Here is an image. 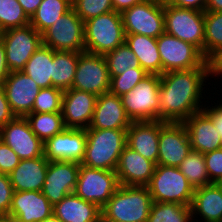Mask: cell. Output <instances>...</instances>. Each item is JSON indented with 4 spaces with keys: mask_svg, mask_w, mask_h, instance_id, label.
<instances>
[{
    "mask_svg": "<svg viewBox=\"0 0 222 222\" xmlns=\"http://www.w3.org/2000/svg\"><path fill=\"white\" fill-rule=\"evenodd\" d=\"M72 8L83 22L114 11L111 0H72Z\"/></svg>",
    "mask_w": 222,
    "mask_h": 222,
    "instance_id": "ab89813d",
    "label": "cell"
},
{
    "mask_svg": "<svg viewBox=\"0 0 222 222\" xmlns=\"http://www.w3.org/2000/svg\"><path fill=\"white\" fill-rule=\"evenodd\" d=\"M17 1L22 6L26 15L30 19L37 11L39 5L42 3V0H17Z\"/></svg>",
    "mask_w": 222,
    "mask_h": 222,
    "instance_id": "7dc6e473",
    "label": "cell"
},
{
    "mask_svg": "<svg viewBox=\"0 0 222 222\" xmlns=\"http://www.w3.org/2000/svg\"><path fill=\"white\" fill-rule=\"evenodd\" d=\"M53 215V205L41 191H14L9 217L16 222H40Z\"/></svg>",
    "mask_w": 222,
    "mask_h": 222,
    "instance_id": "ffe728a7",
    "label": "cell"
},
{
    "mask_svg": "<svg viewBox=\"0 0 222 222\" xmlns=\"http://www.w3.org/2000/svg\"><path fill=\"white\" fill-rule=\"evenodd\" d=\"M204 155L207 173L211 183L222 182V148Z\"/></svg>",
    "mask_w": 222,
    "mask_h": 222,
    "instance_id": "60d3db41",
    "label": "cell"
},
{
    "mask_svg": "<svg viewBox=\"0 0 222 222\" xmlns=\"http://www.w3.org/2000/svg\"><path fill=\"white\" fill-rule=\"evenodd\" d=\"M110 75L103 55L79 52L72 88L100 96L109 92Z\"/></svg>",
    "mask_w": 222,
    "mask_h": 222,
    "instance_id": "4fadbf2b",
    "label": "cell"
},
{
    "mask_svg": "<svg viewBox=\"0 0 222 222\" xmlns=\"http://www.w3.org/2000/svg\"><path fill=\"white\" fill-rule=\"evenodd\" d=\"M154 202H170L190 206L195 188L178 167L156 165L149 184Z\"/></svg>",
    "mask_w": 222,
    "mask_h": 222,
    "instance_id": "5b68a950",
    "label": "cell"
},
{
    "mask_svg": "<svg viewBox=\"0 0 222 222\" xmlns=\"http://www.w3.org/2000/svg\"><path fill=\"white\" fill-rule=\"evenodd\" d=\"M125 43L148 74L162 75L161 57L157 39L141 34H126Z\"/></svg>",
    "mask_w": 222,
    "mask_h": 222,
    "instance_id": "83f0119b",
    "label": "cell"
},
{
    "mask_svg": "<svg viewBox=\"0 0 222 222\" xmlns=\"http://www.w3.org/2000/svg\"><path fill=\"white\" fill-rule=\"evenodd\" d=\"M54 50L42 44L22 70L41 88L52 87Z\"/></svg>",
    "mask_w": 222,
    "mask_h": 222,
    "instance_id": "f1b7e54d",
    "label": "cell"
},
{
    "mask_svg": "<svg viewBox=\"0 0 222 222\" xmlns=\"http://www.w3.org/2000/svg\"><path fill=\"white\" fill-rule=\"evenodd\" d=\"M178 169L185 175L194 188L211 184L204 155L191 150Z\"/></svg>",
    "mask_w": 222,
    "mask_h": 222,
    "instance_id": "e575fe53",
    "label": "cell"
},
{
    "mask_svg": "<svg viewBox=\"0 0 222 222\" xmlns=\"http://www.w3.org/2000/svg\"><path fill=\"white\" fill-rule=\"evenodd\" d=\"M9 73L10 71L8 70L6 63L5 49L2 40H0V85Z\"/></svg>",
    "mask_w": 222,
    "mask_h": 222,
    "instance_id": "f907efd6",
    "label": "cell"
},
{
    "mask_svg": "<svg viewBox=\"0 0 222 222\" xmlns=\"http://www.w3.org/2000/svg\"><path fill=\"white\" fill-rule=\"evenodd\" d=\"M28 24H30V18L17 0H0V30L2 32Z\"/></svg>",
    "mask_w": 222,
    "mask_h": 222,
    "instance_id": "8d00e7d4",
    "label": "cell"
},
{
    "mask_svg": "<svg viewBox=\"0 0 222 222\" xmlns=\"http://www.w3.org/2000/svg\"><path fill=\"white\" fill-rule=\"evenodd\" d=\"M207 0H167L165 4H170L180 8L205 11Z\"/></svg>",
    "mask_w": 222,
    "mask_h": 222,
    "instance_id": "bcb514c9",
    "label": "cell"
},
{
    "mask_svg": "<svg viewBox=\"0 0 222 222\" xmlns=\"http://www.w3.org/2000/svg\"><path fill=\"white\" fill-rule=\"evenodd\" d=\"M85 52L104 55L125 43L121 13L111 11L84 22Z\"/></svg>",
    "mask_w": 222,
    "mask_h": 222,
    "instance_id": "277c9868",
    "label": "cell"
},
{
    "mask_svg": "<svg viewBox=\"0 0 222 222\" xmlns=\"http://www.w3.org/2000/svg\"><path fill=\"white\" fill-rule=\"evenodd\" d=\"M195 222L190 206L170 202H154L146 222Z\"/></svg>",
    "mask_w": 222,
    "mask_h": 222,
    "instance_id": "836d02e7",
    "label": "cell"
},
{
    "mask_svg": "<svg viewBox=\"0 0 222 222\" xmlns=\"http://www.w3.org/2000/svg\"><path fill=\"white\" fill-rule=\"evenodd\" d=\"M191 150L183 123L160 121L157 165L178 167Z\"/></svg>",
    "mask_w": 222,
    "mask_h": 222,
    "instance_id": "5bb4252c",
    "label": "cell"
},
{
    "mask_svg": "<svg viewBox=\"0 0 222 222\" xmlns=\"http://www.w3.org/2000/svg\"><path fill=\"white\" fill-rule=\"evenodd\" d=\"M183 124L193 151L205 154L222 148V138L212 119L203 110L187 118Z\"/></svg>",
    "mask_w": 222,
    "mask_h": 222,
    "instance_id": "cb8c5ba5",
    "label": "cell"
},
{
    "mask_svg": "<svg viewBox=\"0 0 222 222\" xmlns=\"http://www.w3.org/2000/svg\"><path fill=\"white\" fill-rule=\"evenodd\" d=\"M12 112L25 117L32 112L40 88L23 71L10 72L1 84Z\"/></svg>",
    "mask_w": 222,
    "mask_h": 222,
    "instance_id": "d6986e66",
    "label": "cell"
},
{
    "mask_svg": "<svg viewBox=\"0 0 222 222\" xmlns=\"http://www.w3.org/2000/svg\"><path fill=\"white\" fill-rule=\"evenodd\" d=\"M209 62L211 76L214 75V77H217L218 75H222V50L217 53Z\"/></svg>",
    "mask_w": 222,
    "mask_h": 222,
    "instance_id": "681fc988",
    "label": "cell"
},
{
    "mask_svg": "<svg viewBox=\"0 0 222 222\" xmlns=\"http://www.w3.org/2000/svg\"><path fill=\"white\" fill-rule=\"evenodd\" d=\"M149 74L143 69H131L111 78L109 92L122 96L131 91Z\"/></svg>",
    "mask_w": 222,
    "mask_h": 222,
    "instance_id": "f35d334b",
    "label": "cell"
},
{
    "mask_svg": "<svg viewBox=\"0 0 222 222\" xmlns=\"http://www.w3.org/2000/svg\"><path fill=\"white\" fill-rule=\"evenodd\" d=\"M0 140L7 144L21 160L44 155V142L34 134L25 117L16 116L1 127Z\"/></svg>",
    "mask_w": 222,
    "mask_h": 222,
    "instance_id": "9a60e30c",
    "label": "cell"
},
{
    "mask_svg": "<svg viewBox=\"0 0 222 222\" xmlns=\"http://www.w3.org/2000/svg\"><path fill=\"white\" fill-rule=\"evenodd\" d=\"M87 143L85 129L65 128L44 142V156L49 161L81 163Z\"/></svg>",
    "mask_w": 222,
    "mask_h": 222,
    "instance_id": "e0dca14e",
    "label": "cell"
},
{
    "mask_svg": "<svg viewBox=\"0 0 222 222\" xmlns=\"http://www.w3.org/2000/svg\"><path fill=\"white\" fill-rule=\"evenodd\" d=\"M71 8L72 0H42L30 19V25L42 35Z\"/></svg>",
    "mask_w": 222,
    "mask_h": 222,
    "instance_id": "4dcf8cb0",
    "label": "cell"
},
{
    "mask_svg": "<svg viewBox=\"0 0 222 222\" xmlns=\"http://www.w3.org/2000/svg\"><path fill=\"white\" fill-rule=\"evenodd\" d=\"M53 215L63 222H101V209L75 193L66 195L53 206Z\"/></svg>",
    "mask_w": 222,
    "mask_h": 222,
    "instance_id": "4316f807",
    "label": "cell"
},
{
    "mask_svg": "<svg viewBox=\"0 0 222 222\" xmlns=\"http://www.w3.org/2000/svg\"><path fill=\"white\" fill-rule=\"evenodd\" d=\"M20 160L19 156L0 140V173L9 175Z\"/></svg>",
    "mask_w": 222,
    "mask_h": 222,
    "instance_id": "7bdbcfd3",
    "label": "cell"
},
{
    "mask_svg": "<svg viewBox=\"0 0 222 222\" xmlns=\"http://www.w3.org/2000/svg\"><path fill=\"white\" fill-rule=\"evenodd\" d=\"M146 1H154V2L161 3V4H165L167 0H146Z\"/></svg>",
    "mask_w": 222,
    "mask_h": 222,
    "instance_id": "11a10c76",
    "label": "cell"
},
{
    "mask_svg": "<svg viewBox=\"0 0 222 222\" xmlns=\"http://www.w3.org/2000/svg\"><path fill=\"white\" fill-rule=\"evenodd\" d=\"M205 11L222 12V0H207Z\"/></svg>",
    "mask_w": 222,
    "mask_h": 222,
    "instance_id": "816d5d0a",
    "label": "cell"
},
{
    "mask_svg": "<svg viewBox=\"0 0 222 222\" xmlns=\"http://www.w3.org/2000/svg\"><path fill=\"white\" fill-rule=\"evenodd\" d=\"M7 68L22 71L31 56L42 46V35L30 24L11 28L1 33Z\"/></svg>",
    "mask_w": 222,
    "mask_h": 222,
    "instance_id": "9c48e42d",
    "label": "cell"
},
{
    "mask_svg": "<svg viewBox=\"0 0 222 222\" xmlns=\"http://www.w3.org/2000/svg\"><path fill=\"white\" fill-rule=\"evenodd\" d=\"M49 160L43 155L20 160L9 174L14 191H42Z\"/></svg>",
    "mask_w": 222,
    "mask_h": 222,
    "instance_id": "d4e9b609",
    "label": "cell"
},
{
    "mask_svg": "<svg viewBox=\"0 0 222 222\" xmlns=\"http://www.w3.org/2000/svg\"><path fill=\"white\" fill-rule=\"evenodd\" d=\"M16 115L12 112L5 91L0 85V128L13 120Z\"/></svg>",
    "mask_w": 222,
    "mask_h": 222,
    "instance_id": "ee69618b",
    "label": "cell"
},
{
    "mask_svg": "<svg viewBox=\"0 0 222 222\" xmlns=\"http://www.w3.org/2000/svg\"><path fill=\"white\" fill-rule=\"evenodd\" d=\"M80 163L49 161L42 193L54 206L75 191Z\"/></svg>",
    "mask_w": 222,
    "mask_h": 222,
    "instance_id": "2e32d148",
    "label": "cell"
},
{
    "mask_svg": "<svg viewBox=\"0 0 222 222\" xmlns=\"http://www.w3.org/2000/svg\"><path fill=\"white\" fill-rule=\"evenodd\" d=\"M131 122L121 97L107 92L98 96L88 129H127Z\"/></svg>",
    "mask_w": 222,
    "mask_h": 222,
    "instance_id": "603a6c76",
    "label": "cell"
},
{
    "mask_svg": "<svg viewBox=\"0 0 222 222\" xmlns=\"http://www.w3.org/2000/svg\"><path fill=\"white\" fill-rule=\"evenodd\" d=\"M0 222H16V221L9 216H0Z\"/></svg>",
    "mask_w": 222,
    "mask_h": 222,
    "instance_id": "db71d44e",
    "label": "cell"
},
{
    "mask_svg": "<svg viewBox=\"0 0 222 222\" xmlns=\"http://www.w3.org/2000/svg\"><path fill=\"white\" fill-rule=\"evenodd\" d=\"M210 68L170 71L160 75L158 120L183 123L203 110L201 104L205 80ZM201 104V105H200Z\"/></svg>",
    "mask_w": 222,
    "mask_h": 222,
    "instance_id": "6da1fadb",
    "label": "cell"
},
{
    "mask_svg": "<svg viewBox=\"0 0 222 222\" xmlns=\"http://www.w3.org/2000/svg\"><path fill=\"white\" fill-rule=\"evenodd\" d=\"M84 22L71 8L42 34L43 45L55 51L85 52Z\"/></svg>",
    "mask_w": 222,
    "mask_h": 222,
    "instance_id": "30bf717a",
    "label": "cell"
},
{
    "mask_svg": "<svg viewBox=\"0 0 222 222\" xmlns=\"http://www.w3.org/2000/svg\"><path fill=\"white\" fill-rule=\"evenodd\" d=\"M119 186L115 171L90 168L80 164L74 193L102 209Z\"/></svg>",
    "mask_w": 222,
    "mask_h": 222,
    "instance_id": "8fae6325",
    "label": "cell"
},
{
    "mask_svg": "<svg viewBox=\"0 0 222 222\" xmlns=\"http://www.w3.org/2000/svg\"><path fill=\"white\" fill-rule=\"evenodd\" d=\"M152 203L147 186L119 185L101 209V222H146Z\"/></svg>",
    "mask_w": 222,
    "mask_h": 222,
    "instance_id": "7a4b0ae2",
    "label": "cell"
},
{
    "mask_svg": "<svg viewBox=\"0 0 222 222\" xmlns=\"http://www.w3.org/2000/svg\"><path fill=\"white\" fill-rule=\"evenodd\" d=\"M103 56L107 63L110 79L131 69H142L136 56L126 43Z\"/></svg>",
    "mask_w": 222,
    "mask_h": 222,
    "instance_id": "d590c367",
    "label": "cell"
},
{
    "mask_svg": "<svg viewBox=\"0 0 222 222\" xmlns=\"http://www.w3.org/2000/svg\"><path fill=\"white\" fill-rule=\"evenodd\" d=\"M78 52L55 51L52 65V87L63 91L72 88L78 64Z\"/></svg>",
    "mask_w": 222,
    "mask_h": 222,
    "instance_id": "f546056e",
    "label": "cell"
},
{
    "mask_svg": "<svg viewBox=\"0 0 222 222\" xmlns=\"http://www.w3.org/2000/svg\"><path fill=\"white\" fill-rule=\"evenodd\" d=\"M222 50V12L204 11V57L210 61Z\"/></svg>",
    "mask_w": 222,
    "mask_h": 222,
    "instance_id": "d6a6232c",
    "label": "cell"
},
{
    "mask_svg": "<svg viewBox=\"0 0 222 222\" xmlns=\"http://www.w3.org/2000/svg\"><path fill=\"white\" fill-rule=\"evenodd\" d=\"M160 120L132 121L126 129V145L157 165Z\"/></svg>",
    "mask_w": 222,
    "mask_h": 222,
    "instance_id": "7402d4cb",
    "label": "cell"
},
{
    "mask_svg": "<svg viewBox=\"0 0 222 222\" xmlns=\"http://www.w3.org/2000/svg\"><path fill=\"white\" fill-rule=\"evenodd\" d=\"M98 96L74 88L63 92L61 113L66 128L88 129Z\"/></svg>",
    "mask_w": 222,
    "mask_h": 222,
    "instance_id": "ac0fdd59",
    "label": "cell"
},
{
    "mask_svg": "<svg viewBox=\"0 0 222 222\" xmlns=\"http://www.w3.org/2000/svg\"><path fill=\"white\" fill-rule=\"evenodd\" d=\"M190 208L192 218L200 215L204 222H222V184L211 183L195 188Z\"/></svg>",
    "mask_w": 222,
    "mask_h": 222,
    "instance_id": "484cf974",
    "label": "cell"
},
{
    "mask_svg": "<svg viewBox=\"0 0 222 222\" xmlns=\"http://www.w3.org/2000/svg\"><path fill=\"white\" fill-rule=\"evenodd\" d=\"M165 33L196 46L204 55V11L164 4Z\"/></svg>",
    "mask_w": 222,
    "mask_h": 222,
    "instance_id": "ba28073f",
    "label": "cell"
},
{
    "mask_svg": "<svg viewBox=\"0 0 222 222\" xmlns=\"http://www.w3.org/2000/svg\"><path fill=\"white\" fill-rule=\"evenodd\" d=\"M13 194L9 175L0 173V216L9 215Z\"/></svg>",
    "mask_w": 222,
    "mask_h": 222,
    "instance_id": "b9f144b4",
    "label": "cell"
},
{
    "mask_svg": "<svg viewBox=\"0 0 222 222\" xmlns=\"http://www.w3.org/2000/svg\"><path fill=\"white\" fill-rule=\"evenodd\" d=\"M156 164L127 145L124 147L116 167L119 185L147 186L154 174Z\"/></svg>",
    "mask_w": 222,
    "mask_h": 222,
    "instance_id": "44dd1931",
    "label": "cell"
},
{
    "mask_svg": "<svg viewBox=\"0 0 222 222\" xmlns=\"http://www.w3.org/2000/svg\"><path fill=\"white\" fill-rule=\"evenodd\" d=\"M143 0H111L115 12L122 13L124 10L141 3Z\"/></svg>",
    "mask_w": 222,
    "mask_h": 222,
    "instance_id": "c3c4849f",
    "label": "cell"
},
{
    "mask_svg": "<svg viewBox=\"0 0 222 222\" xmlns=\"http://www.w3.org/2000/svg\"><path fill=\"white\" fill-rule=\"evenodd\" d=\"M125 34L158 38L165 33L164 4L143 0L121 13Z\"/></svg>",
    "mask_w": 222,
    "mask_h": 222,
    "instance_id": "7c38bea8",
    "label": "cell"
},
{
    "mask_svg": "<svg viewBox=\"0 0 222 222\" xmlns=\"http://www.w3.org/2000/svg\"><path fill=\"white\" fill-rule=\"evenodd\" d=\"M206 106L204 105L203 111L212 119L213 124L216 130L219 132L222 138V104L215 106Z\"/></svg>",
    "mask_w": 222,
    "mask_h": 222,
    "instance_id": "f6af8a7d",
    "label": "cell"
},
{
    "mask_svg": "<svg viewBox=\"0 0 222 222\" xmlns=\"http://www.w3.org/2000/svg\"><path fill=\"white\" fill-rule=\"evenodd\" d=\"M63 92L56 87L41 88L31 113L61 112Z\"/></svg>",
    "mask_w": 222,
    "mask_h": 222,
    "instance_id": "74e56055",
    "label": "cell"
},
{
    "mask_svg": "<svg viewBox=\"0 0 222 222\" xmlns=\"http://www.w3.org/2000/svg\"><path fill=\"white\" fill-rule=\"evenodd\" d=\"M25 118L28 120L31 130L43 142L66 128L61 112L29 113Z\"/></svg>",
    "mask_w": 222,
    "mask_h": 222,
    "instance_id": "1f68e13d",
    "label": "cell"
},
{
    "mask_svg": "<svg viewBox=\"0 0 222 222\" xmlns=\"http://www.w3.org/2000/svg\"><path fill=\"white\" fill-rule=\"evenodd\" d=\"M160 75L149 74L131 91L121 96L131 121L158 120Z\"/></svg>",
    "mask_w": 222,
    "mask_h": 222,
    "instance_id": "52a82bcc",
    "label": "cell"
},
{
    "mask_svg": "<svg viewBox=\"0 0 222 222\" xmlns=\"http://www.w3.org/2000/svg\"><path fill=\"white\" fill-rule=\"evenodd\" d=\"M86 149L80 164L115 171L126 146V129H86Z\"/></svg>",
    "mask_w": 222,
    "mask_h": 222,
    "instance_id": "3957f363",
    "label": "cell"
},
{
    "mask_svg": "<svg viewBox=\"0 0 222 222\" xmlns=\"http://www.w3.org/2000/svg\"><path fill=\"white\" fill-rule=\"evenodd\" d=\"M40 222H63L61 219L55 217L54 215L50 216L49 218L44 219Z\"/></svg>",
    "mask_w": 222,
    "mask_h": 222,
    "instance_id": "f5cc1de1",
    "label": "cell"
},
{
    "mask_svg": "<svg viewBox=\"0 0 222 222\" xmlns=\"http://www.w3.org/2000/svg\"><path fill=\"white\" fill-rule=\"evenodd\" d=\"M157 46L161 57L162 74L193 68H210V62L196 46L177 37L163 33L157 38Z\"/></svg>",
    "mask_w": 222,
    "mask_h": 222,
    "instance_id": "8992f818",
    "label": "cell"
}]
</instances>
